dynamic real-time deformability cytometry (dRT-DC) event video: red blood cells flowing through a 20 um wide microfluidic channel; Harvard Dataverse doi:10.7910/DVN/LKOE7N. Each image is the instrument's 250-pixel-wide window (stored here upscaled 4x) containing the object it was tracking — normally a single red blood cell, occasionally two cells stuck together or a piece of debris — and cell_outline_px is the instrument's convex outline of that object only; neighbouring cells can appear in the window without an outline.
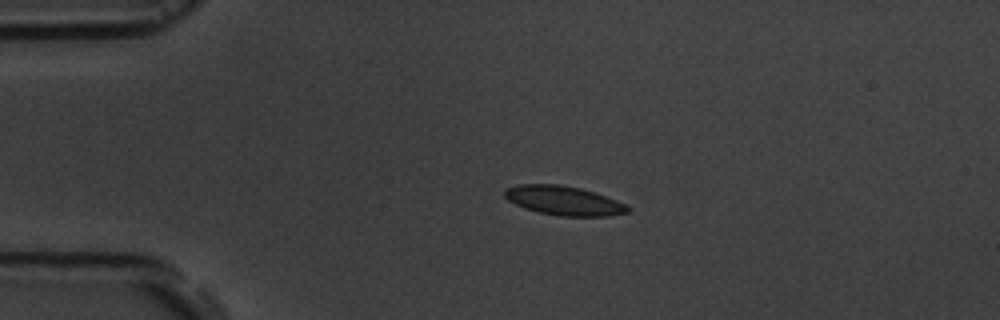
{"species": "common noctule bat (a hibernating species)", "species_latin": "Nyctalus noctula", "temperature_condition": "room temperature", "stored_images_in_passage": 4, "camera_frame_rate_fps": 3000, "um_per_image_px": 0.085, "animal": {"sex": "male", "body_mass_g": 19.5, "forearm_length_mm": 54.6}, "frame": {"image": 1, "passage_image": 3, "time_ms": 3.0, "image_size_px": [1000, 320], "cell_outline_px": [[632, 208], [628, 212], [608, 216], [560, 216], [540, 212], [524, 208], [508, 200], [504, 196], [504, 188], [520, 184], [560, 184], [580, 188], [616, 200]], "centroid_in_image_um": [47.89, 17.05], "position_along_channel_um": 37.1, "area_um2": 20.81}}